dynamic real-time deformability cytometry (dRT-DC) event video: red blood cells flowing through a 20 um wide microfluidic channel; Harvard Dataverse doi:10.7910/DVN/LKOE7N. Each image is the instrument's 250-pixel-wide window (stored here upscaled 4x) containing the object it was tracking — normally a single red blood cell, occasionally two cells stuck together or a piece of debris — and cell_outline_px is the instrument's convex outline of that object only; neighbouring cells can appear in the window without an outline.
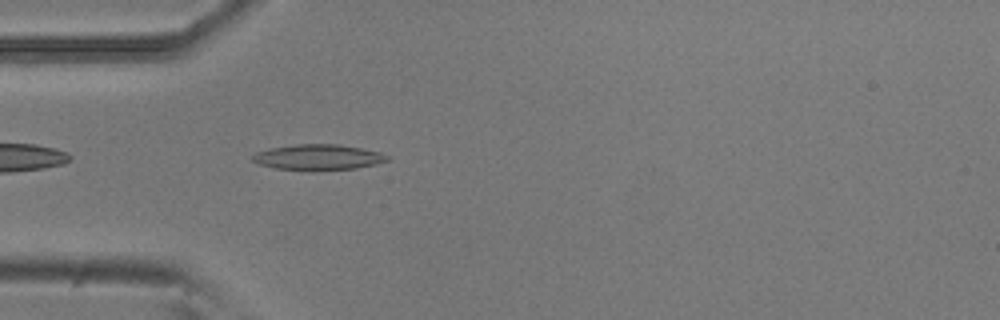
{"species": "common noctule bat (a hibernating species)", "species_latin": "Nyctalus noctula", "temperature_condition": "room temperature", "stored_images_in_passage": 40, "camera_frame_rate_fps": 3000, "um_per_image_px": 0.085, "animal": {"sex": "male", "body_mass_g": 20.5, "forearm_length_mm": 52.5}, "frame": {"image": 1, "passage_image": 3, "time_ms": 0.667, "image_size_px": [1000, 320], "cell_outline_px": [[392, 160], [376, 164], [356, 168], [312, 172], [276, 168], [260, 164], [252, 160], [252, 156], [256, 152], [268, 148], [296, 144], [340, 144], [380, 152], [388, 156]], "centroid_in_image_um": [27.06, 13.38], "position_along_channel_um": 57.9, "area_um2": 20.52}}
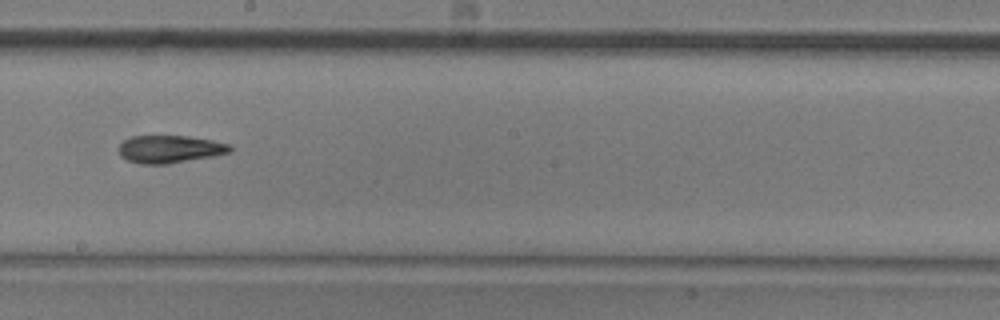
{"frame": {"image": 2, "passage_image": 17, "time_ms": 5.333, "image_size_px": [1000, 320], "cell_outline_px": [[232, 152], [212, 156], [168, 164], [140, 164], [128, 160], [120, 156], [120, 144], [124, 140], [132, 136], [188, 136], [212, 140], [228, 144], [232, 148]], "centroid_in_image_um": [14.43, 12.68], "position_along_channel_um": 233.8, "area_um2": 17.8}}
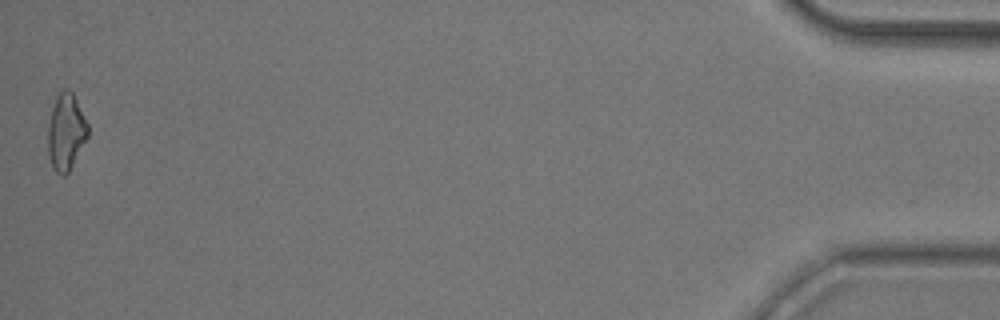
{"frame": {"image": 3, "passage_image": 40, "time_ms": 13.0, "image_size_px": [1000, 320], "cell_outline_px": [[88, 136], [68, 172], [64, 176], [60, 176], [52, 168], [48, 156], [48, 124], [52, 108], [56, 96], [64, 88], [68, 88], [72, 92], [88, 124]], "centroid_in_image_um": [5.59, 11.22], "position_along_channel_um": 429.6, "area_um2": 17.74}, "authors_computed_cell_mechanics": {"area_um2": 17.9758, "velocity_mm_per_s": 3.8136, "shape_relaxation_time_tau1_ms": 8.2527, "shape_relaxation_time_tau2_ms": 2.9889, "deformation_change_tau1": 0.203, "deformation_change_tau2": 0.1167}}